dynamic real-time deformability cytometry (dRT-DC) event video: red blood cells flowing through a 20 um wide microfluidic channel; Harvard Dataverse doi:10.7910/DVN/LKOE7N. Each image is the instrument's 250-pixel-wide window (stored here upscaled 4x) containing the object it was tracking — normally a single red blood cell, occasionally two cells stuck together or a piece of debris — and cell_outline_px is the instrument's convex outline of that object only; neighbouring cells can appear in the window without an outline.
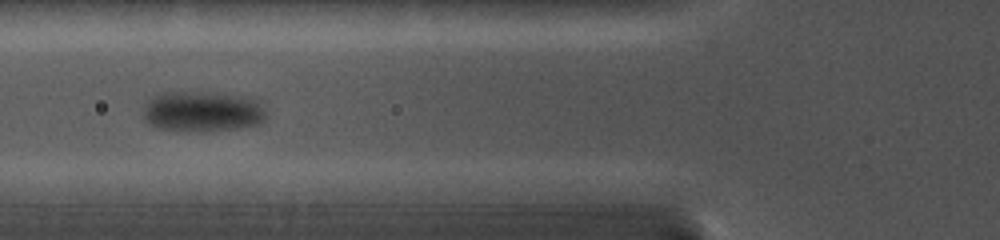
{"species": "common noctule bat (a hibernating species)", "species_latin": "Nyctalus noctula", "temperature_condition": "cold", "stored_images_in_passage": 13, "camera_frame_rate_fps": 5000, "um_per_image_px": 0.085, "animal": {"sex": "female", "body_mass_g": 19.0, "forearm_length_mm": 56.7}, "frame": {"image": 1, "passage_image": 9, "time_ms": 2.4, "image_size_px": [1000, 240], "cell_outline_px": [[268, 116], [264, 120], [256, 124], [236, 128], [204, 132], [156, 128], [148, 124], [144, 120], [144, 100], [160, 92], [216, 92], [248, 96], [260, 100]], "centroid_in_image_um": [17.2, 9.45], "position_along_channel_um": 108.6, "area_um2": 29.82}}